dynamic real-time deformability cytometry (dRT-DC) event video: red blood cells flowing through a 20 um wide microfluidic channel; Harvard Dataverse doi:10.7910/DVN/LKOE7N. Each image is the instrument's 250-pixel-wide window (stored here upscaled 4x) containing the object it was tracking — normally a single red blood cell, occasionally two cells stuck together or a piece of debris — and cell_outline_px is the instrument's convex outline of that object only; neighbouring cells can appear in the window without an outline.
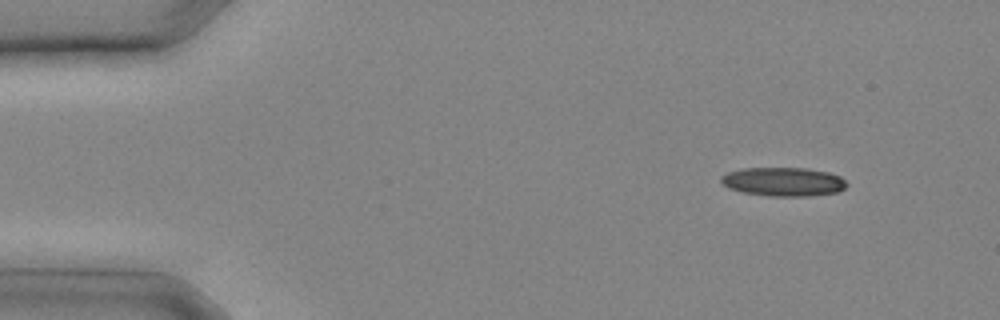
{"species": "common noctule bat (a hibernating species)", "species_latin": "Nyctalus noctula", "temperature_condition": "cold", "stored_images_in_passage": 23, "camera_frame_rate_fps": 3000, "um_per_image_px": 0.085, "animal": {"sex": "male", "body_mass_g": 20.4}, "frame": {"image": 1, "passage_image": 1, "time_ms": 0.0, "image_size_px": [1000, 320], "cell_outline_px": [[848, 184], [844, 188], [836, 192], [808, 196], [768, 196], [744, 192], [728, 188], [720, 180], [720, 176], [728, 172], [744, 168], [808, 168], [828, 172], [840, 176]], "centroid_in_image_um": [66.58, 15.44], "position_along_channel_um": 18.4, "area_um2": 21.04}}
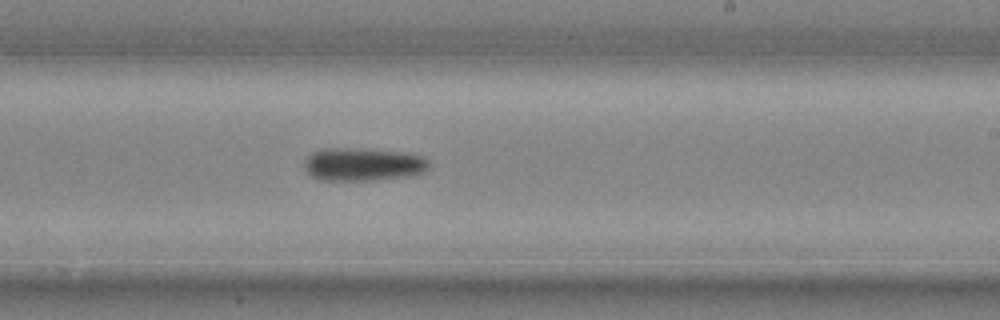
{"frame": {"image": 2, "passage_image": 14, "time_ms": 4.333, "image_size_px": [1000, 320], "cell_outline_px": [[428, 172], [408, 176], [376, 180], [320, 180], [312, 176], [304, 168], [304, 160], [312, 152], [324, 148], [352, 148], [408, 152], [424, 156], [428, 160]], "centroid_in_image_um": [30.89, 13.96], "position_along_channel_um": 258.1, "area_um2": 24.33}}
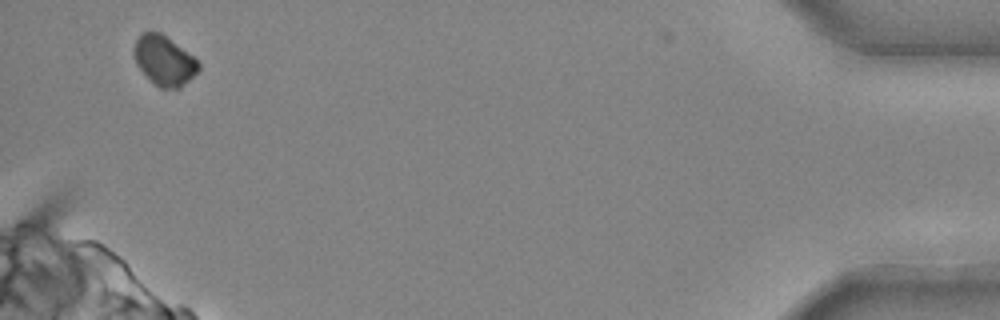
{"frame": {"image": 3, "passage_image": 23, "time_ms": 7.333, "image_size_px": [1000, 320], "cell_outline_px": [[200, 68], [180, 88], [160, 88], [136, 64], [132, 52], [136, 40], [140, 32], [160, 32], [192, 56], [200, 64]], "centroid_in_image_um": [13.92, 5.13], "position_along_channel_um": 421.3, "area_um2": 18.21}}